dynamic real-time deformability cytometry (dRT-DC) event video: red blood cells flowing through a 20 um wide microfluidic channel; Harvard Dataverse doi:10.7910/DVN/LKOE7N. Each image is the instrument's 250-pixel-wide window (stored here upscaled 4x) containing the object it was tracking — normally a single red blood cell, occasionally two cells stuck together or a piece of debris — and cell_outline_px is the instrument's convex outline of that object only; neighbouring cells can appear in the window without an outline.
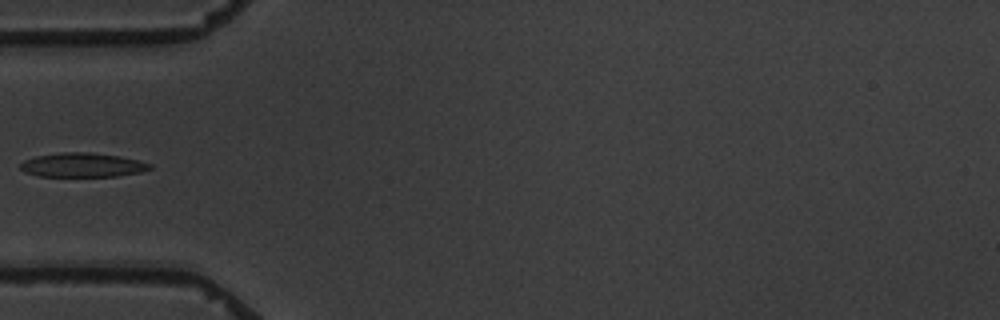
{"species": "common noctule bat (a hibernating species)", "species_latin": "Nyctalus noctula", "temperature_condition": "warm", "stored_images_in_passage": 8, "camera_frame_rate_fps": 3000, "um_per_image_px": 0.085, "animal": {"sex": "male", "body_mass_g": 19.5, "forearm_length_mm": 54.6}, "frame": {"image": 1, "passage_image": 6, "time_ms": 6.0, "image_size_px": [1000, 320], "cell_outline_px": [[152, 168], [140, 172], [116, 176], [40, 176], [24, 172], [20, 168], [20, 164], [24, 160], [36, 156], [60, 152], [88, 152], [120, 156], [152, 164]], "centroid_in_image_um": [6.99, 14.02], "position_along_channel_um": 78.0, "area_um2": 18.15}}
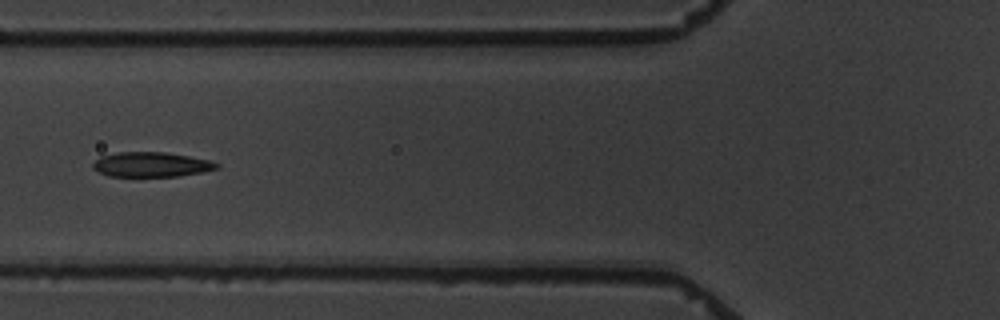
{"frame": {"image": 2, "passage_image": 7, "time_ms": 7.0, "image_size_px": [1000, 320], "cell_outline_px": [[220, 168], [180, 176], [108, 176], [92, 168], [92, 164], [100, 156], [120, 152], [164, 152], [188, 156], [208, 160], [220, 164]], "centroid_in_image_um": [12.85, 13.98], "position_along_channel_um": 112.9, "area_um2": 17.74}}
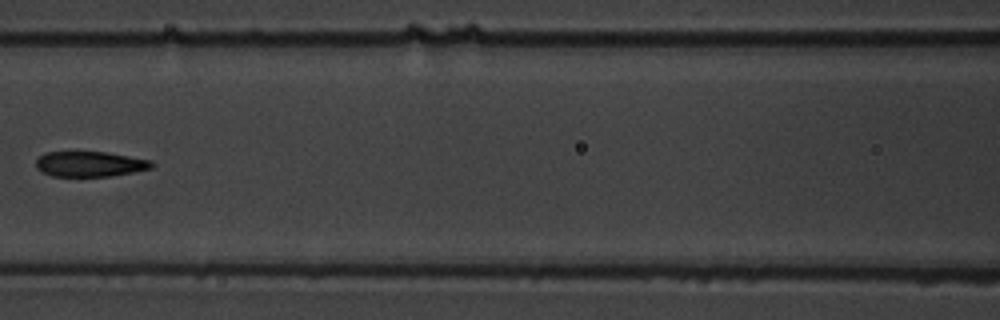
{"frame": {"image": 3, "passage_image": 8, "time_ms": 8.333, "image_size_px": [1000, 320], "cell_outline_px": [[156, 164], [152, 168], [112, 176], [52, 176], [36, 168], [36, 160], [44, 152], [108, 152], [152, 160]], "centroid_in_image_um": [7.68, 13.93], "position_along_channel_um": 158.9, "area_um2": 17.11}}